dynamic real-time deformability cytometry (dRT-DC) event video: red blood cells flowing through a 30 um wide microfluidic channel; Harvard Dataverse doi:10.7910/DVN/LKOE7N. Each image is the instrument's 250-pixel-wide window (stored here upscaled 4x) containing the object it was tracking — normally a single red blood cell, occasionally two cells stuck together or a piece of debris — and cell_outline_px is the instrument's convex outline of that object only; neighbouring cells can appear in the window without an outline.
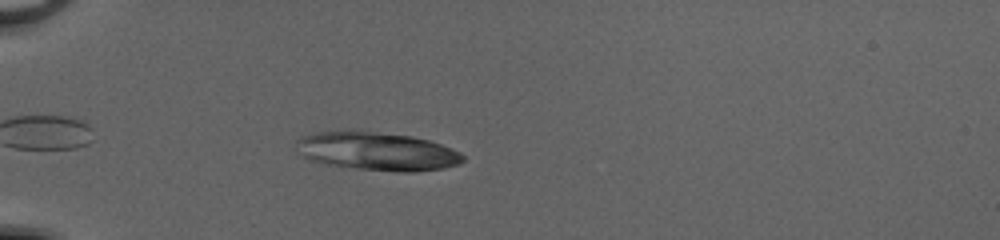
{"species": "common noctule bat (a hibernating species)", "species_latin": "Nyctalus noctula", "temperature_condition": "cold", "stored_images_in_passage": 41, "camera_frame_rate_fps": 3000, "um_per_image_px": 0.085, "animal": {"sex": "female", "body_mass_g": 20.0, "forearm_length_mm": 54.0}, "frame": {"image": 1, "passage_image": 5, "time_ms": 1.333, "image_size_px": [1000, 240], "cell_outline_px": [[464, 160], [460, 164], [444, 168], [412, 172], [396, 172], [356, 168], [328, 164], [312, 160], [304, 156], [300, 152], [296, 140], [304, 136], [320, 132], [348, 128], [360, 128], [412, 136], [428, 140], [452, 148], [460, 152], [464, 156]], "centroid_in_image_um": [32.08, 12.82], "position_along_channel_um": 52.9, "area_um2": 37.8}}